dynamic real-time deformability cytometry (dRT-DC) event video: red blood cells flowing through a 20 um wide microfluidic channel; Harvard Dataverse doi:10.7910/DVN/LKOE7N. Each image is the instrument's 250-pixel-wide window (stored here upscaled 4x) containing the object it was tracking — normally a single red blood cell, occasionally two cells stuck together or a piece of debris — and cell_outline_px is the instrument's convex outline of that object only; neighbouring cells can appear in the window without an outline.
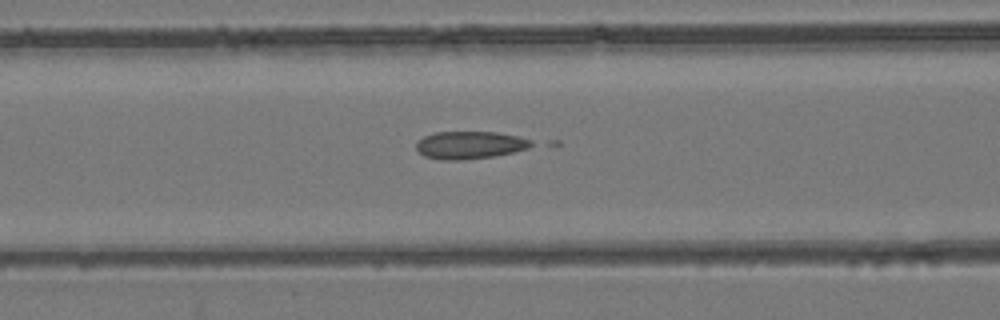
{"species": "common noctule bat (a hibernating species)", "species_latin": "Nyctalus noctula", "temperature_condition": "room temperature", "stored_images_in_passage": 54, "camera_frame_rate_fps": 3000, "um_per_image_px": 0.085, "animal": {"sex": "female", "body_mass_g": 24.6, "forearm_length_mm": 56.2}, "frame": {"image": 1, "passage_image": 23, "time_ms": 7.333, "image_size_px": [1000, 320], "cell_outline_px": [[536, 144], [528, 148], [512, 152], [492, 156], [460, 160], [444, 160], [424, 156], [416, 148], [416, 144], [424, 136], [436, 132], [496, 132], [516, 136], [532, 140]], "centroid_in_image_um": [39.95, 12.32], "position_along_channel_um": 126.6, "area_um2": 18.32}}
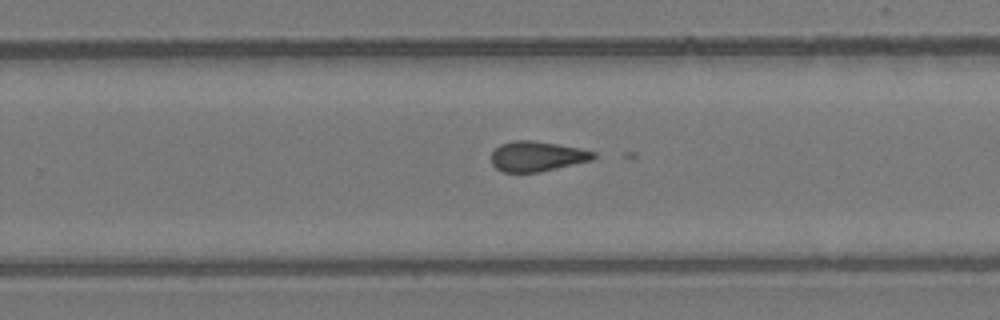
{"frame": {"image": 2, "passage_image": 35, "time_ms": 11.333, "image_size_px": [1000, 320], "cell_outline_px": [[596, 156], [592, 160], [540, 172], [504, 172], [496, 168], [492, 164], [492, 152], [500, 144], [512, 140], [532, 140], [556, 144], [596, 152]], "centroid_in_image_um": [45.62, 13.29], "position_along_channel_um": 284.2, "area_um2": 17.8}}
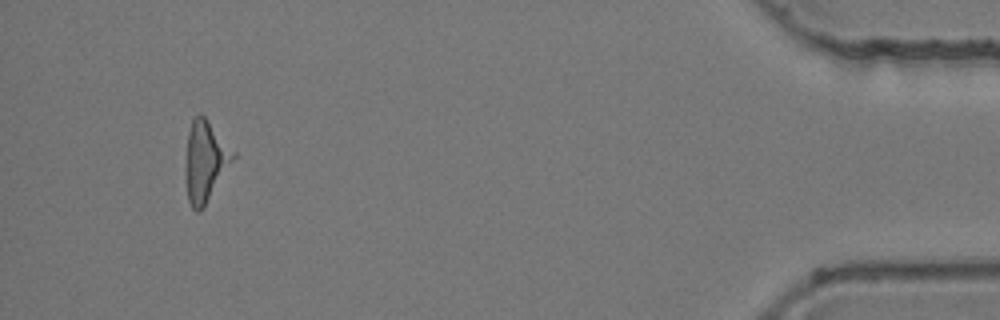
{"frame": {"image": 3, "passage_image": 51, "time_ms": 16.667, "image_size_px": [1000, 320], "cell_outline_px": [[236, 156], [204, 208], [200, 212], [196, 212], [192, 208], [188, 200], [184, 176], [184, 168], [188, 132], [192, 120], [200, 112], [204, 116], [236, 152]], "centroid_in_image_um": [17.43, 13.74], "position_along_channel_um": 417.8, "area_um2": 22.72}}